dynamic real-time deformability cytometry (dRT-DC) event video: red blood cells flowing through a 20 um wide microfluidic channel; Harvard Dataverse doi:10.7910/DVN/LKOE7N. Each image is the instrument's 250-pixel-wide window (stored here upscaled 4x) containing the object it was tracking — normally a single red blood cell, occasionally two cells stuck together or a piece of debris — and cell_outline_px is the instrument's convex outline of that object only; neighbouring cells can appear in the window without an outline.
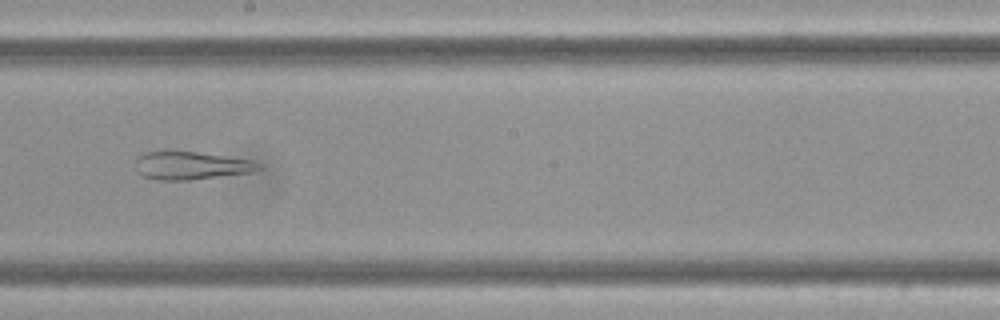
{"species": "Egyptian fruit bat (a non-hibernating species)", "species_latin": "Rousettus aegyptiacus", "temperature_condition": "cold", "stored_images_in_passage": 11, "camera_frame_rate_fps": 3000, "um_per_image_px": 0.085, "frame": {"image": 1, "passage_image": 5, "time_ms": 1.333, "image_size_px": [1000, 320], "cell_outline_px": [[264, 168], [256, 172], [188, 180], [156, 180], [144, 176], [136, 172], [136, 156], [144, 152], [164, 148], [168, 148], [252, 160], [264, 164]], "centroid_in_image_um": [16.22, 14.04], "position_along_channel_um": 232.0, "area_um2": 21.04}}
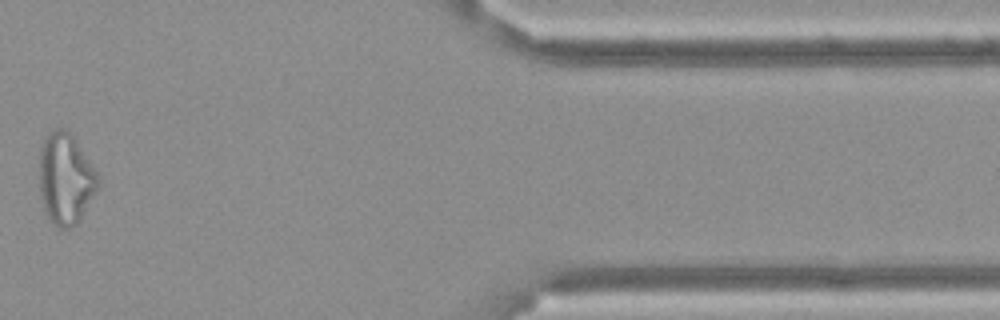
{"frame": {"image": 2, "passage_image": 10, "time_ms": 3.0, "image_size_px": [1000, 320], "cell_outline_px": [[100, 188], [76, 224], [68, 228], [56, 228], [44, 212], [40, 200], [40, 148], [44, 136], [52, 128], [68, 128], [76, 140], [96, 172], [100, 180]], "centroid_in_image_um": [5.56, 15.18], "position_along_channel_um": 405.8, "area_um2": 31.67}}